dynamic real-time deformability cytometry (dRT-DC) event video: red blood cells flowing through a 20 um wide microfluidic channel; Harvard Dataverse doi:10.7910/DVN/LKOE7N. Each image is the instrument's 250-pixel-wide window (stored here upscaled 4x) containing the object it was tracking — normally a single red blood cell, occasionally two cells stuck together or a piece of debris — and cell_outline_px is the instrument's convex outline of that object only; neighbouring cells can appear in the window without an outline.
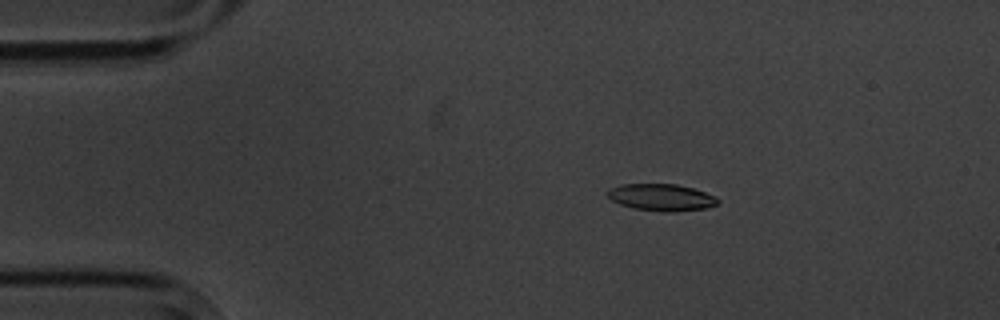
{"species": "common noctule bat (a hibernating species)", "species_latin": "Nyctalus noctula", "temperature_condition": "cold", "stored_images_in_passage": 7, "camera_frame_rate_fps": 3000, "um_per_image_px": 0.085, "animal": {"sex": "male", "body_mass_g": 20.1, "forearm_length_mm": 53.5}, "frame": {"image": 1, "passage_image": 3, "time_ms": 2.333, "image_size_px": [1000, 320], "cell_outline_px": [[720, 200], [716, 204], [704, 208], [672, 212], [668, 212], [632, 208], [620, 204], [612, 200], [604, 192], [608, 188], [620, 184], [676, 184], [692, 188], [716, 196]], "centroid_in_image_um": [56.16, 16.76], "position_along_channel_um": 28.8, "area_um2": 17.28}}
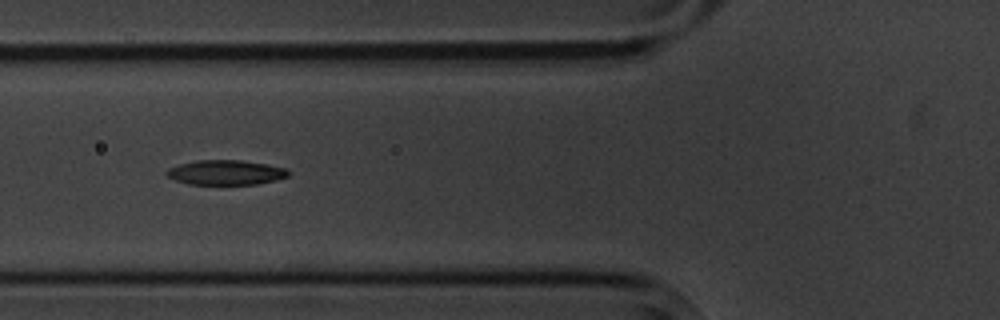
{"frame": {"image": 2, "passage_image": 6, "time_ms": 6.0, "image_size_px": [1000, 320], "cell_outline_px": [[288, 176], [276, 180], [256, 184], [188, 184], [176, 180], [168, 176], [164, 172], [168, 168], [180, 164], [196, 160], [240, 160], [268, 164], [288, 168]], "centroid_in_image_um": [19.2, 14.65], "position_along_channel_um": 106.6, "area_um2": 17.57}}
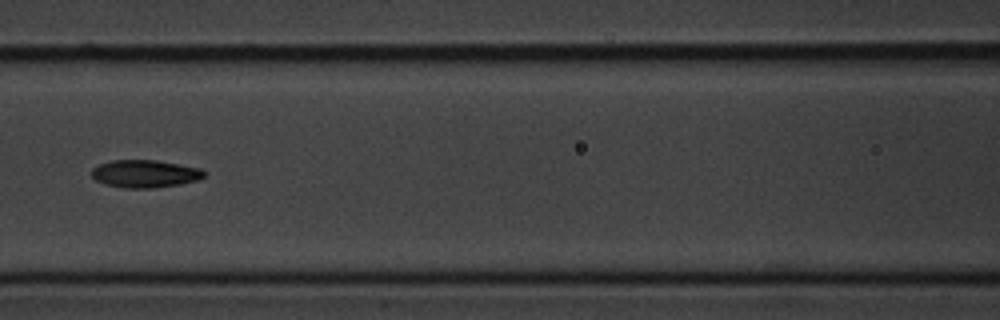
{"frame": {"image": 3, "passage_image": 7, "time_ms": 7.333, "image_size_px": [1000, 320], "cell_outline_px": [[204, 176], [200, 180], [180, 184], [152, 188], [124, 188], [104, 184], [96, 180], [92, 176], [92, 168], [100, 164], [112, 160], [156, 160], [200, 168], [204, 172]], "centroid_in_image_um": [12.32, 14.77], "position_along_channel_um": 154.3, "area_um2": 18.09}}